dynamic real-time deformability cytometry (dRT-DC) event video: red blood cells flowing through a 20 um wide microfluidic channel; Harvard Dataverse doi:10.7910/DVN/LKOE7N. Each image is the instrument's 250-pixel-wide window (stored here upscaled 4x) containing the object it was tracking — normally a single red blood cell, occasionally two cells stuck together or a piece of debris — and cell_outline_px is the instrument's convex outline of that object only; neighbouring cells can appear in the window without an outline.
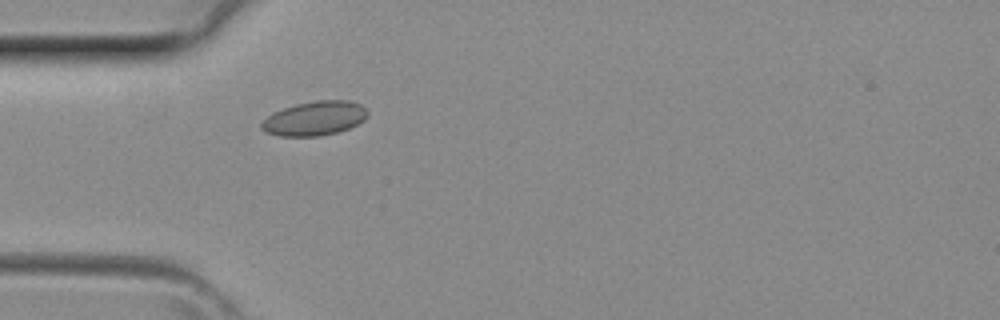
{"species": "common noctule bat (a hibernating species)", "species_latin": "Nyctalus noctula", "temperature_condition": "room temperature", "stored_images_in_passage": 2, "camera_frame_rate_fps": 3000, "um_per_image_px": 0.085, "animal": {"sex": "female", "body_mass_g": 29.2, "forearm_length_mm": 56.3}, "frame": {"image": 1, "passage_image": 2, "time_ms": 0.333, "image_size_px": [1000, 320], "cell_outline_px": [[368, 116], [364, 120], [348, 128], [336, 132], [320, 136], [280, 136], [268, 132], [260, 128], [260, 124], [272, 112], [296, 104], [316, 100], [348, 100], [360, 104], [368, 112]], "centroid_in_image_um": [26.74, 10.05], "position_along_channel_um": 58.3, "area_um2": 21.04}}